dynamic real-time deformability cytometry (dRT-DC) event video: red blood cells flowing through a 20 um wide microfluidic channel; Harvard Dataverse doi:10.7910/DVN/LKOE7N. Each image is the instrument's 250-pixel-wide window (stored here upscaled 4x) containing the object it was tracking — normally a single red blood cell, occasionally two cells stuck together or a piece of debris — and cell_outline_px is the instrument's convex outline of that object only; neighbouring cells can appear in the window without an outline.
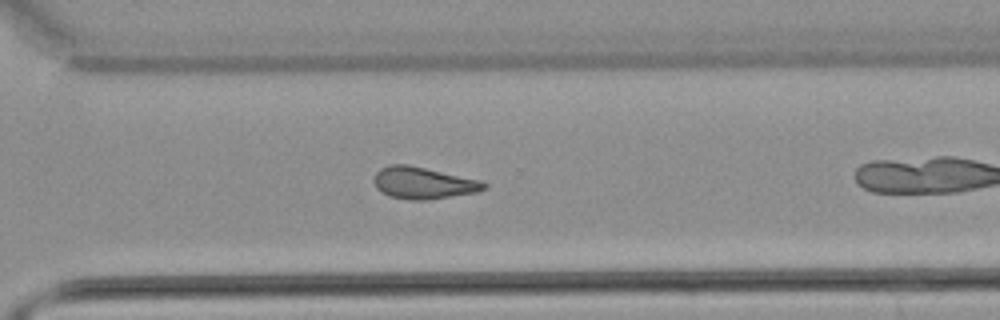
{"species": "common noctule bat (a hibernating species)", "species_latin": "Nyctalus noctula", "temperature_condition": "warm", "stored_images_in_passage": 28, "camera_frame_rate_fps": 3000, "um_per_image_px": 0.085, "animal": {"sex": "male", "body_mass_g": 21.5, "forearm_length_mm": 52.0}, "frame": {"image": 1, "passage_image": 24, "time_ms": 7.667, "image_size_px": [1000, 320], "cell_outline_px": [[488, 188], [476, 192], [424, 200], [412, 200], [388, 196], [380, 192], [376, 188], [372, 180], [376, 172], [380, 168], [388, 164], [408, 164], [480, 180], [488, 184]], "centroid_in_image_um": [35.93, 15.54], "position_along_channel_um": 334.7, "area_um2": 20.52}}